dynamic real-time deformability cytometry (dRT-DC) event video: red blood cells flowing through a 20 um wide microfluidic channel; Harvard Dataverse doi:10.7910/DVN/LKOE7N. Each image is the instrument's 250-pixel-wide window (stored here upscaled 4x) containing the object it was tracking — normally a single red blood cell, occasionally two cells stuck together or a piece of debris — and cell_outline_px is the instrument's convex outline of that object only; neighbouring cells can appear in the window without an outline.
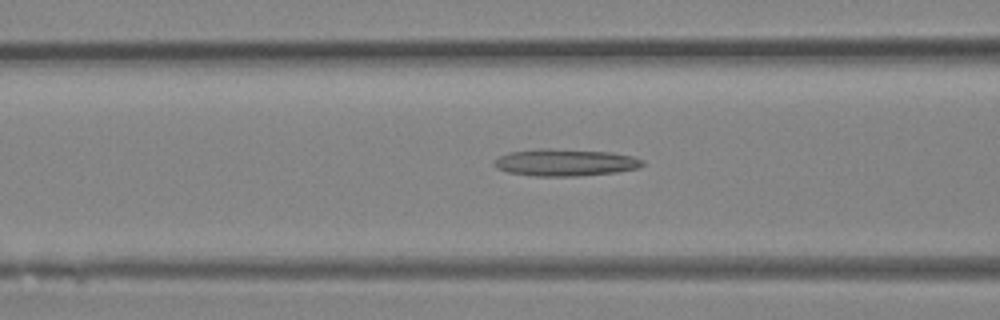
{"species": "Egyptian fruit bat (a non-hibernating species)", "species_latin": "Rousettus aegyptiacus", "temperature_condition": "room temperature", "stored_images_in_passage": 40, "camera_frame_rate_fps": 3000, "um_per_image_px": 0.085, "animal": {"sex": "female"}, "frame": {"image": 1, "passage_image": 16, "time_ms": 5.0, "image_size_px": [1000, 320], "cell_outline_px": [[644, 164], [640, 168], [616, 172], [580, 176], [536, 176], [508, 172], [496, 168], [496, 160], [500, 156], [508, 152], [540, 148], [548, 148], [612, 152], [632, 156], [644, 160]], "centroid_in_image_um": [48.09, 13.81], "position_along_channel_um": 118.5, "area_um2": 23.41}}
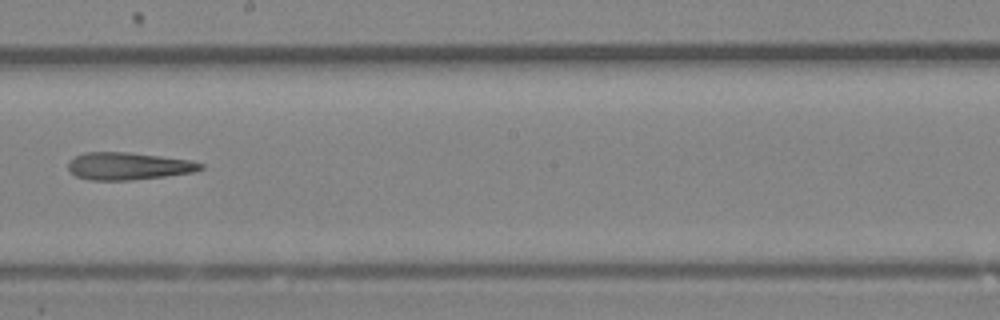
{"frame": {"image": 2, "passage_image": 23, "time_ms": 7.333, "image_size_px": [1000, 320], "cell_outline_px": [[204, 168], [192, 172], [164, 176], [132, 180], [88, 180], [76, 176], [68, 168], [68, 160], [84, 152], [128, 152], [192, 160], [204, 164]], "centroid_in_image_um": [10.9, 14.11], "position_along_channel_um": 237.3, "area_um2": 21.15}}
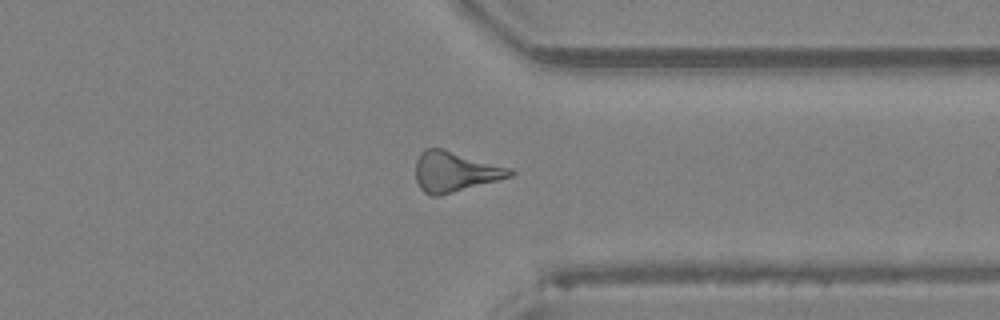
{"frame": {"image": 3, "passage_image": 31, "time_ms": 10.0, "image_size_px": [1000, 320], "cell_outline_px": [[516, 172], [512, 176], [440, 196], [432, 196], [424, 192], [420, 188], [416, 180], [416, 160], [420, 152], [424, 148], [444, 148], [512, 168]], "centroid_in_image_um": [38.67, 14.58], "position_along_channel_um": 372.7, "area_um2": 22.37}}